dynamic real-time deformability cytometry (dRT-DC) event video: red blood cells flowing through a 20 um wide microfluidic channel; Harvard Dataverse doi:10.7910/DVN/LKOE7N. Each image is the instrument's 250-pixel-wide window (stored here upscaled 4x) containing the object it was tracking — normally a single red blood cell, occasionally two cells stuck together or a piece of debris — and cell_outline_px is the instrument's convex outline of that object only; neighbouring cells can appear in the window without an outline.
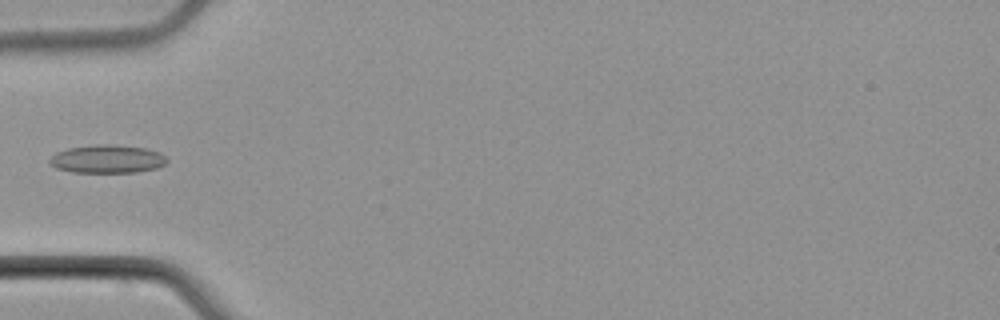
{"species": "common noctule bat (a hibernating species)", "species_latin": "Nyctalus noctula", "temperature_condition": "cold", "stored_images_in_passage": 2, "camera_frame_rate_fps": 3000, "um_per_image_px": 0.085, "animal": {"sex": "male", "body_mass_g": 21.5, "forearm_length_mm": 52.0}, "frame": {"image": 1, "passage_image": 1, "time_ms": 0.0, "image_size_px": [1000, 320], "cell_outline_px": [[168, 160], [164, 164], [156, 168], [136, 172], [72, 172], [56, 168], [48, 160], [56, 152], [68, 148], [96, 144], [108, 144], [144, 148], [160, 152]], "centroid_in_image_um": [9.11, 13.51], "position_along_channel_um": 75.9, "area_um2": 19.13}}
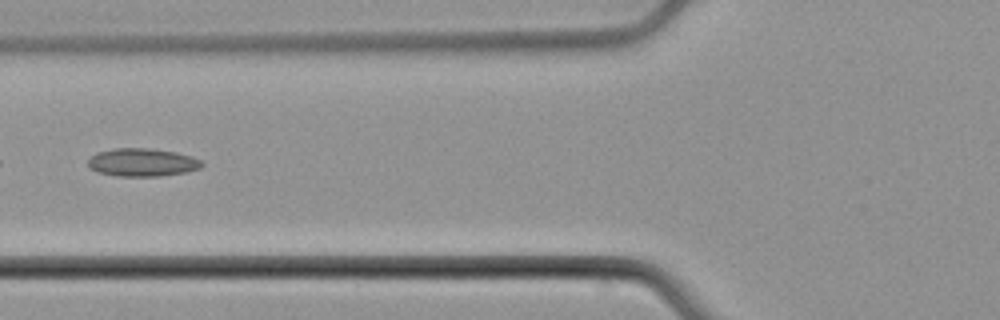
{"frame": {"image": 2, "passage_image": 2, "time_ms": 1.0, "image_size_px": [1000, 320], "cell_outline_px": [[204, 164], [200, 168], [184, 172], [160, 176], [116, 176], [96, 172], [88, 168], [88, 160], [96, 152], [112, 148], [152, 148], [176, 152], [192, 156], [200, 160]], "centroid_in_image_um": [12.05, 13.79], "position_along_channel_um": 113.7, "area_um2": 18.79}}